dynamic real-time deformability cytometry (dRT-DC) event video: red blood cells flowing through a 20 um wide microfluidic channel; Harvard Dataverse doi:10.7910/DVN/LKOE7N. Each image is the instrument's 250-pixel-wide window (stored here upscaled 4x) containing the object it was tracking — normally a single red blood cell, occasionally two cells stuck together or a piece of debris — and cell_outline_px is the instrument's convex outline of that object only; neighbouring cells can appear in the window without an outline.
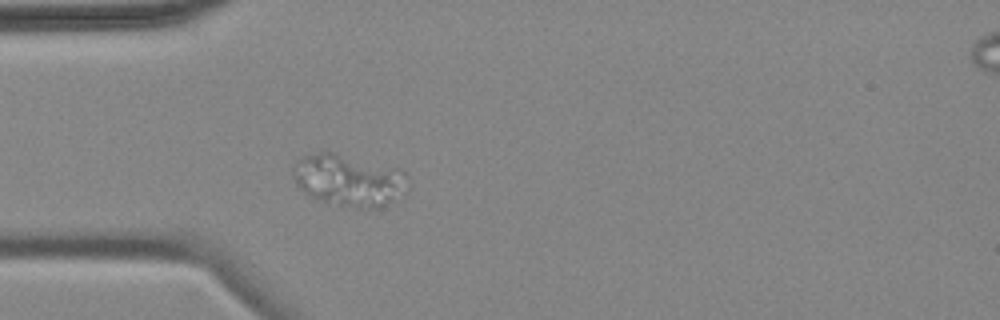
{"species": "common noctule bat (a hibernating species)", "species_latin": "Nyctalus noctula", "temperature_condition": "cold", "stored_images_in_passage": 1, "camera_frame_rate_fps": 3000, "um_per_image_px": 0.085, "animal": {"sex": "female", "body_mass_g": 18.4}, "frame": {"image": 1, "passage_image": 1, "time_ms": 0.0, "image_size_px": [1000, 320], "cell_outline_px": [[408, 192], [404, 196], [380, 208], [360, 208], [340, 204], [324, 200], [312, 196], [304, 192], [296, 184], [292, 176], [292, 168], [296, 160], [300, 156], [320, 152], [332, 152], [400, 168], [408, 176]], "centroid_in_image_um": [29.7, 15.31], "position_along_channel_um": 55.3, "area_um2": 34.97}}